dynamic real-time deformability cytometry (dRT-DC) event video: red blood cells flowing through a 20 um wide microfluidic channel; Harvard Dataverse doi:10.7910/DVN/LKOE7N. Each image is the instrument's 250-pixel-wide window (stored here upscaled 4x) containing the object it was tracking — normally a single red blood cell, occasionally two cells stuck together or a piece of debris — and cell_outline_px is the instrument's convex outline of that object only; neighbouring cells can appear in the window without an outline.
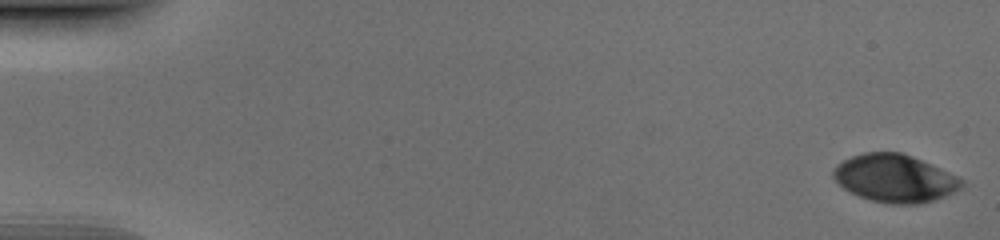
{"species": "human", "species_latin": "Homo sapiens", "temperature_condition": "cold", "stored_images_in_passage": 52, "camera_frame_rate_fps": 3000, "um_per_image_px": 0.085, "donor": {"sex": "male"}, "frame": {"image": 1, "passage_image": 1, "time_ms": 0.0, "image_size_px": [1000, 240], "cell_outline_px": [[964, 188], [944, 196], [932, 200], [916, 204], [888, 204], [872, 200], [860, 196], [844, 188], [832, 176], [832, 168], [836, 164], [852, 156], [864, 152], [900, 152], [912, 156], [940, 168], [964, 180]], "centroid_in_image_um": [76.06, 15.15], "position_along_channel_um": 8.9, "area_um2": 35.55}}
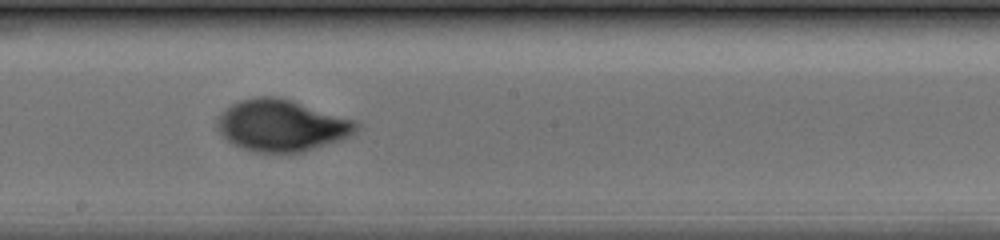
{"frame": {"image": 2, "passage_image": 30, "time_ms": 9.667, "image_size_px": [1000, 240], "cell_outline_px": [[360, 124], [356, 132], [340, 140], [304, 152], [256, 152], [232, 144], [216, 128], [216, 116], [220, 112], [232, 104], [240, 100], [260, 96], [276, 96], [292, 100], [356, 120]], "centroid_in_image_um": [23.93, 10.65], "position_along_channel_um": 224.3, "area_um2": 41.96}}
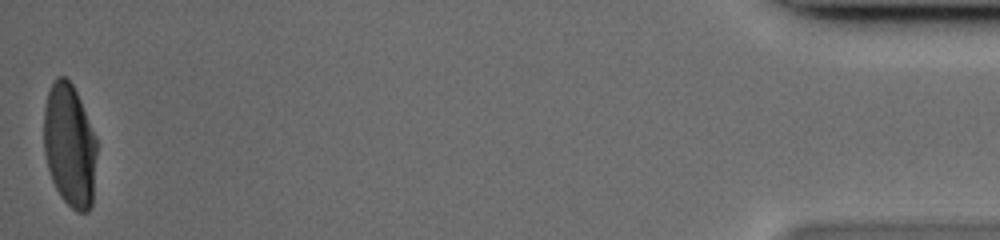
{"frame": {"image": 3, "passage_image": 52, "time_ms": 17.0, "image_size_px": [1000, 240], "cell_outline_px": [[96, 156], [92, 204], [88, 212], [76, 212], [60, 196], [52, 180], [48, 168], [44, 152], [44, 108], [48, 92], [56, 76], [64, 76], [72, 84], [80, 100], [96, 136]], "centroid_in_image_um": [5.92, 12.36], "position_along_channel_um": 429.3, "area_um2": 37.97}}